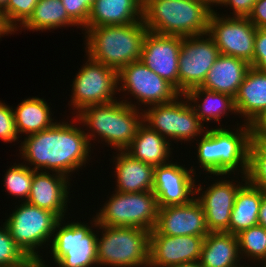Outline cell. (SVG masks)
Masks as SVG:
<instances>
[{
    "mask_svg": "<svg viewBox=\"0 0 266 267\" xmlns=\"http://www.w3.org/2000/svg\"><path fill=\"white\" fill-rule=\"evenodd\" d=\"M73 124V121L69 124L56 121L46 130L26 136L19 150L24 161L34 165L32 169L35 171L51 170L66 177L81 166L85 167L91 143L83 128Z\"/></svg>",
    "mask_w": 266,
    "mask_h": 267,
    "instance_id": "6da1fadb",
    "label": "cell"
},
{
    "mask_svg": "<svg viewBox=\"0 0 266 267\" xmlns=\"http://www.w3.org/2000/svg\"><path fill=\"white\" fill-rule=\"evenodd\" d=\"M252 138L251 125L242 124L233 132L220 128L219 123L218 128L206 130L196 142L198 163L206 174L213 176L230 175L237 170L246 176Z\"/></svg>",
    "mask_w": 266,
    "mask_h": 267,
    "instance_id": "7a4b0ae2",
    "label": "cell"
},
{
    "mask_svg": "<svg viewBox=\"0 0 266 267\" xmlns=\"http://www.w3.org/2000/svg\"><path fill=\"white\" fill-rule=\"evenodd\" d=\"M139 108L127 99L89 105L77 113L73 121L78 120V123L90 129L89 133H85L89 142L97 136L111 148L125 150L143 123V111Z\"/></svg>",
    "mask_w": 266,
    "mask_h": 267,
    "instance_id": "3957f363",
    "label": "cell"
},
{
    "mask_svg": "<svg viewBox=\"0 0 266 267\" xmlns=\"http://www.w3.org/2000/svg\"><path fill=\"white\" fill-rule=\"evenodd\" d=\"M214 8L204 0H143V22L149 32L190 37L208 33Z\"/></svg>",
    "mask_w": 266,
    "mask_h": 267,
    "instance_id": "277c9868",
    "label": "cell"
},
{
    "mask_svg": "<svg viewBox=\"0 0 266 267\" xmlns=\"http://www.w3.org/2000/svg\"><path fill=\"white\" fill-rule=\"evenodd\" d=\"M85 31L86 55L116 71L141 58L148 29L143 20L127 25H108Z\"/></svg>",
    "mask_w": 266,
    "mask_h": 267,
    "instance_id": "5b68a950",
    "label": "cell"
},
{
    "mask_svg": "<svg viewBox=\"0 0 266 267\" xmlns=\"http://www.w3.org/2000/svg\"><path fill=\"white\" fill-rule=\"evenodd\" d=\"M97 264L113 267H148L150 231L137 227L97 225ZM102 237V238H101Z\"/></svg>",
    "mask_w": 266,
    "mask_h": 267,
    "instance_id": "8992f818",
    "label": "cell"
},
{
    "mask_svg": "<svg viewBox=\"0 0 266 267\" xmlns=\"http://www.w3.org/2000/svg\"><path fill=\"white\" fill-rule=\"evenodd\" d=\"M89 224L81 222L64 223L60 219L53 233L51 254L59 267H92L97 265V235L92 226L97 227L96 218ZM63 224V226L61 225ZM62 226V227H61Z\"/></svg>",
    "mask_w": 266,
    "mask_h": 267,
    "instance_id": "52a82bcc",
    "label": "cell"
},
{
    "mask_svg": "<svg viewBox=\"0 0 266 267\" xmlns=\"http://www.w3.org/2000/svg\"><path fill=\"white\" fill-rule=\"evenodd\" d=\"M59 220L60 218L52 211L23 201L9 215L4 224L12 239L23 252L31 260L41 261L43 258L36 250L42 244L49 245L48 242L52 239Z\"/></svg>",
    "mask_w": 266,
    "mask_h": 267,
    "instance_id": "ba28073f",
    "label": "cell"
},
{
    "mask_svg": "<svg viewBox=\"0 0 266 267\" xmlns=\"http://www.w3.org/2000/svg\"><path fill=\"white\" fill-rule=\"evenodd\" d=\"M157 198L153 191L121 193L115 191L96 214L97 225L137 227L152 231L158 216Z\"/></svg>",
    "mask_w": 266,
    "mask_h": 267,
    "instance_id": "9c48e42d",
    "label": "cell"
},
{
    "mask_svg": "<svg viewBox=\"0 0 266 267\" xmlns=\"http://www.w3.org/2000/svg\"><path fill=\"white\" fill-rule=\"evenodd\" d=\"M142 110L143 122L167 140L190 142L206 132L204 124L182 94L169 103L151 105Z\"/></svg>",
    "mask_w": 266,
    "mask_h": 267,
    "instance_id": "30bf717a",
    "label": "cell"
},
{
    "mask_svg": "<svg viewBox=\"0 0 266 267\" xmlns=\"http://www.w3.org/2000/svg\"><path fill=\"white\" fill-rule=\"evenodd\" d=\"M72 107L79 113L89 105L117 101L118 71L87 57V62L73 79Z\"/></svg>",
    "mask_w": 266,
    "mask_h": 267,
    "instance_id": "8fae6325",
    "label": "cell"
},
{
    "mask_svg": "<svg viewBox=\"0 0 266 267\" xmlns=\"http://www.w3.org/2000/svg\"><path fill=\"white\" fill-rule=\"evenodd\" d=\"M118 85H121L118 87L119 93H130L137 100L136 103L146 107L169 103L181 95L171 83L149 69L141 60L127 64L118 71Z\"/></svg>",
    "mask_w": 266,
    "mask_h": 267,
    "instance_id": "7c38bea8",
    "label": "cell"
},
{
    "mask_svg": "<svg viewBox=\"0 0 266 267\" xmlns=\"http://www.w3.org/2000/svg\"><path fill=\"white\" fill-rule=\"evenodd\" d=\"M219 15L216 11L211 13L207 34L214 40L220 54L243 59L252 66L257 28L248 17Z\"/></svg>",
    "mask_w": 266,
    "mask_h": 267,
    "instance_id": "4fadbf2b",
    "label": "cell"
},
{
    "mask_svg": "<svg viewBox=\"0 0 266 267\" xmlns=\"http://www.w3.org/2000/svg\"><path fill=\"white\" fill-rule=\"evenodd\" d=\"M219 55L218 47L208 34L183 37L178 58L179 93L184 95L201 87Z\"/></svg>",
    "mask_w": 266,
    "mask_h": 267,
    "instance_id": "5bb4252c",
    "label": "cell"
},
{
    "mask_svg": "<svg viewBox=\"0 0 266 267\" xmlns=\"http://www.w3.org/2000/svg\"><path fill=\"white\" fill-rule=\"evenodd\" d=\"M194 168L188 170L182 165L172 163L154 168L153 192L157 198L158 207L185 205L199 195L203 189L197 187ZM194 175V176H193ZM191 197V198H190Z\"/></svg>",
    "mask_w": 266,
    "mask_h": 267,
    "instance_id": "9a60e30c",
    "label": "cell"
},
{
    "mask_svg": "<svg viewBox=\"0 0 266 267\" xmlns=\"http://www.w3.org/2000/svg\"><path fill=\"white\" fill-rule=\"evenodd\" d=\"M183 37L147 32L140 60L179 92L178 58Z\"/></svg>",
    "mask_w": 266,
    "mask_h": 267,
    "instance_id": "2e32d148",
    "label": "cell"
},
{
    "mask_svg": "<svg viewBox=\"0 0 266 267\" xmlns=\"http://www.w3.org/2000/svg\"><path fill=\"white\" fill-rule=\"evenodd\" d=\"M209 233L205 213L194 198L185 205L160 207L150 235L206 237Z\"/></svg>",
    "mask_w": 266,
    "mask_h": 267,
    "instance_id": "e0dca14e",
    "label": "cell"
},
{
    "mask_svg": "<svg viewBox=\"0 0 266 267\" xmlns=\"http://www.w3.org/2000/svg\"><path fill=\"white\" fill-rule=\"evenodd\" d=\"M205 237L149 235L148 267H173L200 259Z\"/></svg>",
    "mask_w": 266,
    "mask_h": 267,
    "instance_id": "ac0fdd59",
    "label": "cell"
},
{
    "mask_svg": "<svg viewBox=\"0 0 266 267\" xmlns=\"http://www.w3.org/2000/svg\"><path fill=\"white\" fill-rule=\"evenodd\" d=\"M233 179L215 182L202 191V195L195 199L200 203L206 218V225L209 232L229 233V222L236 195L244 185L240 182L234 183Z\"/></svg>",
    "mask_w": 266,
    "mask_h": 267,
    "instance_id": "d6986e66",
    "label": "cell"
},
{
    "mask_svg": "<svg viewBox=\"0 0 266 267\" xmlns=\"http://www.w3.org/2000/svg\"><path fill=\"white\" fill-rule=\"evenodd\" d=\"M69 177L60 173L35 171L29 197L26 202L55 213L60 219L65 218L69 201Z\"/></svg>",
    "mask_w": 266,
    "mask_h": 267,
    "instance_id": "ffe728a7",
    "label": "cell"
},
{
    "mask_svg": "<svg viewBox=\"0 0 266 267\" xmlns=\"http://www.w3.org/2000/svg\"><path fill=\"white\" fill-rule=\"evenodd\" d=\"M234 99L236 115L252 126L266 112V72L250 67Z\"/></svg>",
    "mask_w": 266,
    "mask_h": 267,
    "instance_id": "44dd1931",
    "label": "cell"
},
{
    "mask_svg": "<svg viewBox=\"0 0 266 267\" xmlns=\"http://www.w3.org/2000/svg\"><path fill=\"white\" fill-rule=\"evenodd\" d=\"M250 64L243 59L220 54L207 72L203 89L236 97Z\"/></svg>",
    "mask_w": 266,
    "mask_h": 267,
    "instance_id": "7402d4cb",
    "label": "cell"
},
{
    "mask_svg": "<svg viewBox=\"0 0 266 267\" xmlns=\"http://www.w3.org/2000/svg\"><path fill=\"white\" fill-rule=\"evenodd\" d=\"M143 20V0H94L84 29Z\"/></svg>",
    "mask_w": 266,
    "mask_h": 267,
    "instance_id": "603a6c76",
    "label": "cell"
},
{
    "mask_svg": "<svg viewBox=\"0 0 266 267\" xmlns=\"http://www.w3.org/2000/svg\"><path fill=\"white\" fill-rule=\"evenodd\" d=\"M115 159L116 187L121 193H139L153 190V166L133 158L125 150H118Z\"/></svg>",
    "mask_w": 266,
    "mask_h": 267,
    "instance_id": "cb8c5ba5",
    "label": "cell"
},
{
    "mask_svg": "<svg viewBox=\"0 0 266 267\" xmlns=\"http://www.w3.org/2000/svg\"><path fill=\"white\" fill-rule=\"evenodd\" d=\"M240 260L237 235L210 232L204 238L199 259L201 267H244Z\"/></svg>",
    "mask_w": 266,
    "mask_h": 267,
    "instance_id": "d4e9b609",
    "label": "cell"
},
{
    "mask_svg": "<svg viewBox=\"0 0 266 267\" xmlns=\"http://www.w3.org/2000/svg\"><path fill=\"white\" fill-rule=\"evenodd\" d=\"M170 142L143 122L125 151L133 158L157 167L170 162Z\"/></svg>",
    "mask_w": 266,
    "mask_h": 267,
    "instance_id": "484cf974",
    "label": "cell"
},
{
    "mask_svg": "<svg viewBox=\"0 0 266 267\" xmlns=\"http://www.w3.org/2000/svg\"><path fill=\"white\" fill-rule=\"evenodd\" d=\"M242 181L245 184L236 195L229 222V233L233 235L258 225V214L264 193L249 183L245 175L242 177Z\"/></svg>",
    "mask_w": 266,
    "mask_h": 267,
    "instance_id": "4316f807",
    "label": "cell"
},
{
    "mask_svg": "<svg viewBox=\"0 0 266 267\" xmlns=\"http://www.w3.org/2000/svg\"><path fill=\"white\" fill-rule=\"evenodd\" d=\"M184 96L202 123L210 122L211 120L218 123L222 119L221 116L225 114L228 116V112H231V114L237 113L235 99L228 94L196 87L187 91ZM199 99L202 103L199 102Z\"/></svg>",
    "mask_w": 266,
    "mask_h": 267,
    "instance_id": "83f0119b",
    "label": "cell"
},
{
    "mask_svg": "<svg viewBox=\"0 0 266 267\" xmlns=\"http://www.w3.org/2000/svg\"><path fill=\"white\" fill-rule=\"evenodd\" d=\"M50 107L44 99L32 97L24 99L13 109L18 134L26 136L51 127L53 122Z\"/></svg>",
    "mask_w": 266,
    "mask_h": 267,
    "instance_id": "f1b7e54d",
    "label": "cell"
},
{
    "mask_svg": "<svg viewBox=\"0 0 266 267\" xmlns=\"http://www.w3.org/2000/svg\"><path fill=\"white\" fill-rule=\"evenodd\" d=\"M77 26L68 16L61 0H39L32 15L21 26L31 31H46L60 27Z\"/></svg>",
    "mask_w": 266,
    "mask_h": 267,
    "instance_id": "f546056e",
    "label": "cell"
},
{
    "mask_svg": "<svg viewBox=\"0 0 266 267\" xmlns=\"http://www.w3.org/2000/svg\"><path fill=\"white\" fill-rule=\"evenodd\" d=\"M239 254L258 262L266 261V229L260 225L250 227L237 234ZM244 254V255H243Z\"/></svg>",
    "mask_w": 266,
    "mask_h": 267,
    "instance_id": "4dcf8cb0",
    "label": "cell"
},
{
    "mask_svg": "<svg viewBox=\"0 0 266 267\" xmlns=\"http://www.w3.org/2000/svg\"><path fill=\"white\" fill-rule=\"evenodd\" d=\"M23 165L22 163H18L10 167L5 174L4 178V187H6V191L11 194L15 198H21L22 201H27L32 180L33 174L35 170H33L28 165Z\"/></svg>",
    "mask_w": 266,
    "mask_h": 267,
    "instance_id": "1f68e13d",
    "label": "cell"
},
{
    "mask_svg": "<svg viewBox=\"0 0 266 267\" xmlns=\"http://www.w3.org/2000/svg\"><path fill=\"white\" fill-rule=\"evenodd\" d=\"M247 181L266 193V143L251 139Z\"/></svg>",
    "mask_w": 266,
    "mask_h": 267,
    "instance_id": "d6a6232c",
    "label": "cell"
},
{
    "mask_svg": "<svg viewBox=\"0 0 266 267\" xmlns=\"http://www.w3.org/2000/svg\"><path fill=\"white\" fill-rule=\"evenodd\" d=\"M2 227L0 226V267H24L29 264L32 260L15 243L4 223Z\"/></svg>",
    "mask_w": 266,
    "mask_h": 267,
    "instance_id": "836d02e7",
    "label": "cell"
},
{
    "mask_svg": "<svg viewBox=\"0 0 266 267\" xmlns=\"http://www.w3.org/2000/svg\"><path fill=\"white\" fill-rule=\"evenodd\" d=\"M38 1L39 0H8L6 7L2 10L7 24L15 32L18 31L17 29L32 15Z\"/></svg>",
    "mask_w": 266,
    "mask_h": 267,
    "instance_id": "e575fe53",
    "label": "cell"
},
{
    "mask_svg": "<svg viewBox=\"0 0 266 267\" xmlns=\"http://www.w3.org/2000/svg\"><path fill=\"white\" fill-rule=\"evenodd\" d=\"M68 16L82 29L87 25L94 0H61Z\"/></svg>",
    "mask_w": 266,
    "mask_h": 267,
    "instance_id": "d590c367",
    "label": "cell"
},
{
    "mask_svg": "<svg viewBox=\"0 0 266 267\" xmlns=\"http://www.w3.org/2000/svg\"><path fill=\"white\" fill-rule=\"evenodd\" d=\"M18 138L13 108L0 101V139L12 143Z\"/></svg>",
    "mask_w": 266,
    "mask_h": 267,
    "instance_id": "8d00e7d4",
    "label": "cell"
},
{
    "mask_svg": "<svg viewBox=\"0 0 266 267\" xmlns=\"http://www.w3.org/2000/svg\"><path fill=\"white\" fill-rule=\"evenodd\" d=\"M266 72V29L257 28L252 66Z\"/></svg>",
    "mask_w": 266,
    "mask_h": 267,
    "instance_id": "74e56055",
    "label": "cell"
},
{
    "mask_svg": "<svg viewBox=\"0 0 266 267\" xmlns=\"http://www.w3.org/2000/svg\"><path fill=\"white\" fill-rule=\"evenodd\" d=\"M256 1L257 0H223L220 5H224L226 8L229 5V9H233V13H230L233 17H248Z\"/></svg>",
    "mask_w": 266,
    "mask_h": 267,
    "instance_id": "f35d334b",
    "label": "cell"
},
{
    "mask_svg": "<svg viewBox=\"0 0 266 267\" xmlns=\"http://www.w3.org/2000/svg\"><path fill=\"white\" fill-rule=\"evenodd\" d=\"M248 19L256 28L266 29V0H257Z\"/></svg>",
    "mask_w": 266,
    "mask_h": 267,
    "instance_id": "ab89813d",
    "label": "cell"
},
{
    "mask_svg": "<svg viewBox=\"0 0 266 267\" xmlns=\"http://www.w3.org/2000/svg\"><path fill=\"white\" fill-rule=\"evenodd\" d=\"M253 139L266 143V112L252 125Z\"/></svg>",
    "mask_w": 266,
    "mask_h": 267,
    "instance_id": "60d3db41",
    "label": "cell"
},
{
    "mask_svg": "<svg viewBox=\"0 0 266 267\" xmlns=\"http://www.w3.org/2000/svg\"><path fill=\"white\" fill-rule=\"evenodd\" d=\"M258 225L266 229V193H263L260 210L258 214Z\"/></svg>",
    "mask_w": 266,
    "mask_h": 267,
    "instance_id": "b9f144b4",
    "label": "cell"
},
{
    "mask_svg": "<svg viewBox=\"0 0 266 267\" xmlns=\"http://www.w3.org/2000/svg\"><path fill=\"white\" fill-rule=\"evenodd\" d=\"M12 32L15 33V31L7 24L3 11L0 9V38L5 34H12Z\"/></svg>",
    "mask_w": 266,
    "mask_h": 267,
    "instance_id": "7bdbcfd3",
    "label": "cell"
},
{
    "mask_svg": "<svg viewBox=\"0 0 266 267\" xmlns=\"http://www.w3.org/2000/svg\"><path fill=\"white\" fill-rule=\"evenodd\" d=\"M44 260L37 261V260H32L29 264H27L24 267H47L48 265L45 264Z\"/></svg>",
    "mask_w": 266,
    "mask_h": 267,
    "instance_id": "ee69618b",
    "label": "cell"
},
{
    "mask_svg": "<svg viewBox=\"0 0 266 267\" xmlns=\"http://www.w3.org/2000/svg\"><path fill=\"white\" fill-rule=\"evenodd\" d=\"M173 267H201L199 260L194 262L182 263Z\"/></svg>",
    "mask_w": 266,
    "mask_h": 267,
    "instance_id": "f6af8a7d",
    "label": "cell"
},
{
    "mask_svg": "<svg viewBox=\"0 0 266 267\" xmlns=\"http://www.w3.org/2000/svg\"><path fill=\"white\" fill-rule=\"evenodd\" d=\"M210 7L213 6L215 4L216 5H220L223 0H204Z\"/></svg>",
    "mask_w": 266,
    "mask_h": 267,
    "instance_id": "bcb514c9",
    "label": "cell"
},
{
    "mask_svg": "<svg viewBox=\"0 0 266 267\" xmlns=\"http://www.w3.org/2000/svg\"><path fill=\"white\" fill-rule=\"evenodd\" d=\"M8 3V0H0V9L3 10Z\"/></svg>",
    "mask_w": 266,
    "mask_h": 267,
    "instance_id": "7dc6e473",
    "label": "cell"
}]
</instances>
